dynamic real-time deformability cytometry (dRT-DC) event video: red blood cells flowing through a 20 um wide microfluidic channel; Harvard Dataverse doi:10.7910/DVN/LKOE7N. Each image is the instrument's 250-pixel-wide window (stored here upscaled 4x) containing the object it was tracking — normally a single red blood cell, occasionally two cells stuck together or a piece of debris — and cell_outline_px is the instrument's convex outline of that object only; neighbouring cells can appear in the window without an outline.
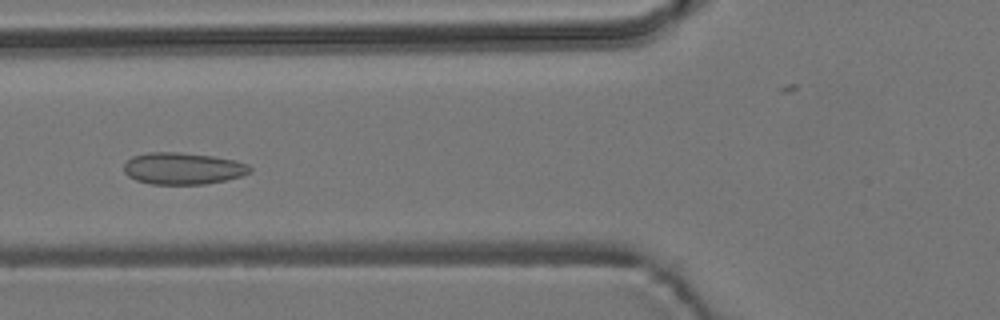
{"species": "common noctule bat (a hibernating species)", "species_latin": "Nyctalus noctula", "temperature_condition": "room temperature", "stored_images_in_passage": 5, "camera_frame_rate_fps": 3000, "um_per_image_px": 0.085, "animal": {"sex": "male", "body_mass_g": 19.2, "forearm_length_mm": 51.8}, "frame": {"image": 1, "passage_image": 5, "time_ms": 5.333, "image_size_px": [1000, 320], "cell_outline_px": [[252, 172], [240, 176], [224, 180], [204, 184], [152, 184], [136, 180], [128, 176], [124, 172], [124, 164], [132, 156], [148, 152], [176, 152], [212, 156], [236, 160], [248, 164], [252, 168]], "centroid_in_image_um": [15.54, 14.31], "position_along_channel_um": 110.3, "area_um2": 23.35}}